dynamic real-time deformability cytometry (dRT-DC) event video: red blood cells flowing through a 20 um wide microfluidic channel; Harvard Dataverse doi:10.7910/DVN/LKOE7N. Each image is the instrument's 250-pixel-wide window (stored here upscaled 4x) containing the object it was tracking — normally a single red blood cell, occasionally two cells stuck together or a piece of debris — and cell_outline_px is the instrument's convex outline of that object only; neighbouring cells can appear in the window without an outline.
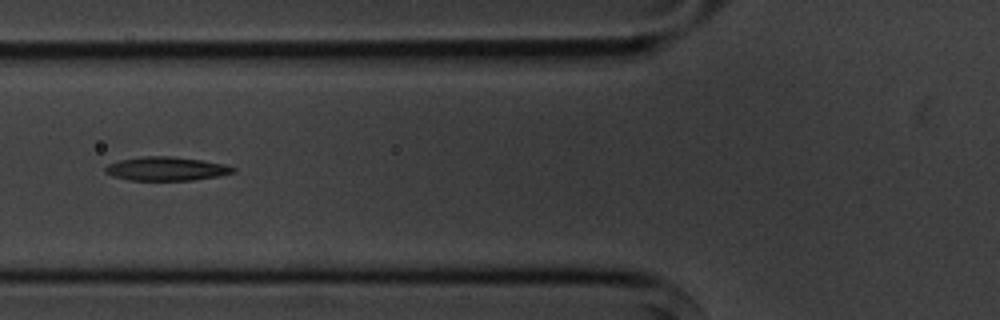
{"species": "common noctule bat (a hibernating species)", "species_latin": "Nyctalus noctula", "temperature_condition": "cold", "stored_images_in_passage": 9, "camera_frame_rate_fps": 3000, "um_per_image_px": 0.085, "animal": {"sex": "male", "body_mass_g": 20.1, "forearm_length_mm": 53.5}, "frame": {"image": 1, "passage_image": 6, "time_ms": 5.667, "image_size_px": [1000, 320], "cell_outline_px": [[236, 172], [216, 176], [192, 180], [128, 180], [112, 176], [104, 172], [104, 168], [108, 164], [120, 160], [140, 156], [172, 156], [200, 160], [224, 164], [236, 168]], "centroid_in_image_um": [14.09, 14.34], "position_along_channel_um": 111.7, "area_um2": 17.69}}
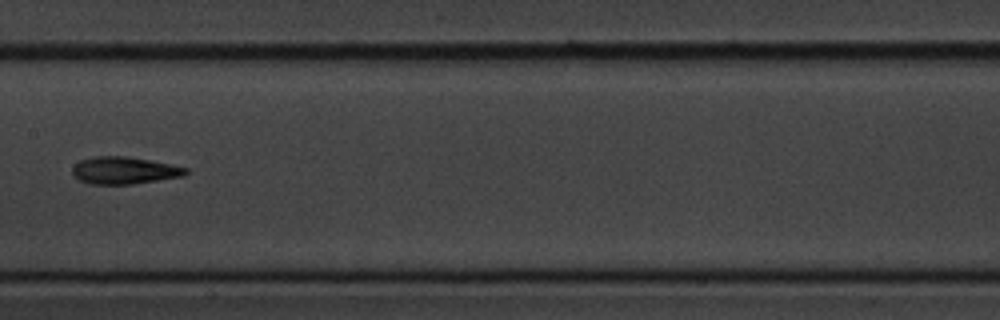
{"frame": {"image": 2, "passage_image": 8, "time_ms": 8.0, "image_size_px": [1000, 320], "cell_outline_px": [[188, 172], [184, 176], [132, 184], [88, 184], [72, 176], [72, 168], [80, 160], [92, 156], [128, 156], [152, 160], [172, 164], [188, 168]], "centroid_in_image_um": [10.56, 14.48], "position_along_channel_um": 196.8, "area_um2": 18.21}}
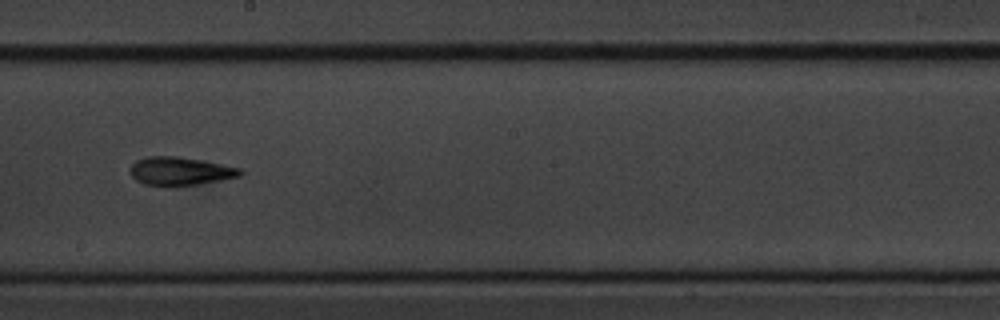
{"frame": {"image": 3, "passage_image": 9, "time_ms": 9.0, "image_size_px": [1000, 320], "cell_outline_px": [[244, 172], [240, 176], [220, 180], [196, 184], [144, 184], [136, 180], [128, 172], [132, 164], [136, 160], [148, 156], [176, 156], [200, 160], [240, 168]], "centroid_in_image_um": [15.29, 14.52], "position_along_channel_um": 232.9, "area_um2": 17.63}}